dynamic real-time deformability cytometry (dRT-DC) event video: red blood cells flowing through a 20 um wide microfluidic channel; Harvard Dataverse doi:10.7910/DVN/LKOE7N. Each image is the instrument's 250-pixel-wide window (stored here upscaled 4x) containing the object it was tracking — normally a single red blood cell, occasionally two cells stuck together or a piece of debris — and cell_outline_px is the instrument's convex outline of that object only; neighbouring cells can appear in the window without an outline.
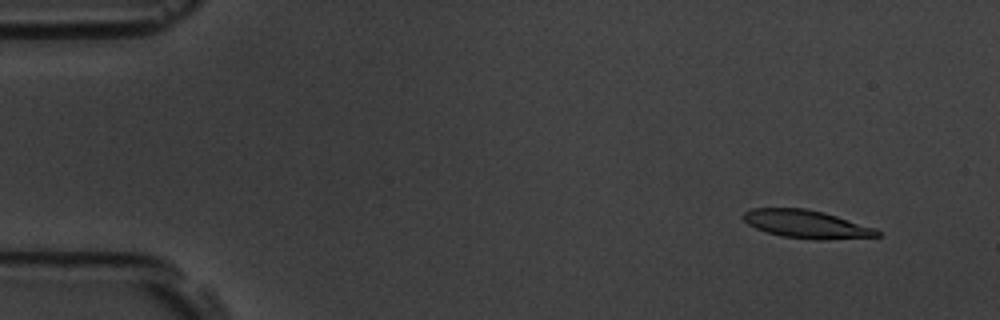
{"species": "common noctule bat (a hibernating species)", "species_latin": "Nyctalus noctula", "temperature_condition": "room temperature", "stored_images_in_passage": 58, "camera_frame_rate_fps": 3000, "um_per_image_px": 0.085, "animal": {"sex": "male", "body_mass_g": 19.5, "forearm_length_mm": 54.6}, "frame": {"image": 1, "passage_image": 5, "time_ms": 1.333, "image_size_px": [1000, 320], "cell_outline_px": [[880, 236], [820, 240], [780, 236], [756, 228], [748, 224], [744, 220], [744, 212], [752, 208], [804, 208], [824, 212], [876, 228], [880, 232]], "centroid_in_image_um": [68.56, 19.05], "position_along_channel_um": 16.4, "area_um2": 21.73}}
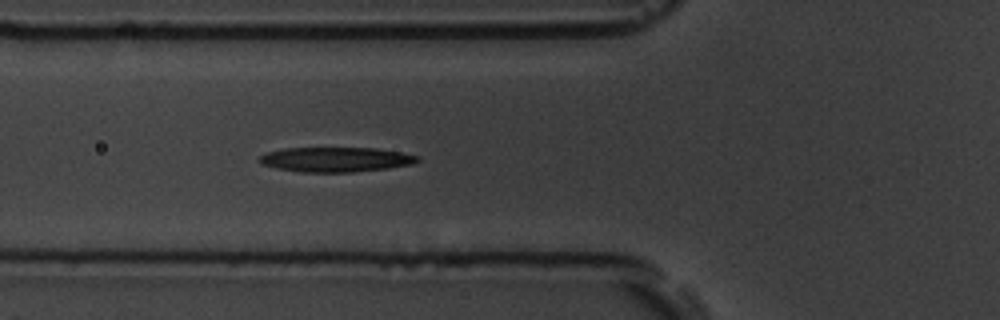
{"frame": {"image": 2, "passage_image": 21, "time_ms": 6.667, "image_size_px": [1000, 320], "cell_outline_px": [[420, 160], [412, 164], [388, 168], [352, 172], [300, 172], [276, 168], [260, 164], [256, 160], [260, 156], [268, 152], [284, 148], [376, 148], [400, 152], [420, 156]], "centroid_in_image_um": [28.51, 13.56], "position_along_channel_um": 97.3, "area_um2": 22.89}}
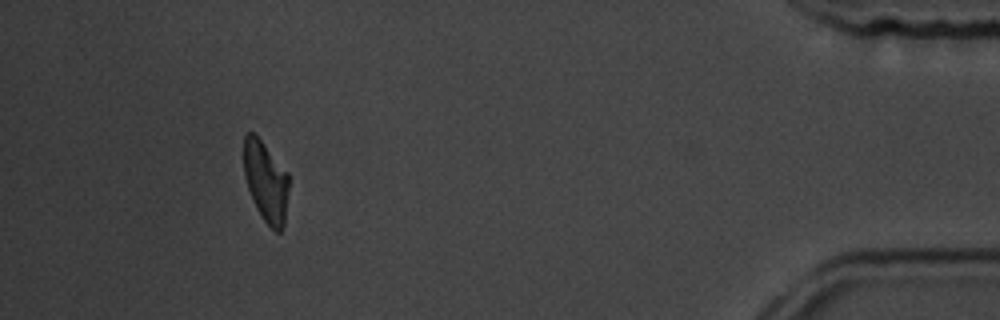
{"frame": {"image": 3, "passage_image": 53, "time_ms": 17.333, "image_size_px": [1000, 320], "cell_outline_px": [[288, 188], [284, 224], [280, 232], [276, 232], [260, 216], [256, 208], [248, 188], [244, 176], [244, 136], [248, 132], [252, 132], [260, 140], [288, 172]], "centroid_in_image_um": [22.59, 15.44], "position_along_channel_um": 412.6, "area_um2": 20.87}, "authors_computed_cell_mechanics": {"area_um2": 22.831, "velocity_mm_per_s": 3.538, "shape_relaxation_time_tau1_ms": 4.8249, "shape_relaxation_time_tau2_ms": 9.2084, "deformation_change_tau1": 0.1604, "deformation_change_tau2": 0.2151}}